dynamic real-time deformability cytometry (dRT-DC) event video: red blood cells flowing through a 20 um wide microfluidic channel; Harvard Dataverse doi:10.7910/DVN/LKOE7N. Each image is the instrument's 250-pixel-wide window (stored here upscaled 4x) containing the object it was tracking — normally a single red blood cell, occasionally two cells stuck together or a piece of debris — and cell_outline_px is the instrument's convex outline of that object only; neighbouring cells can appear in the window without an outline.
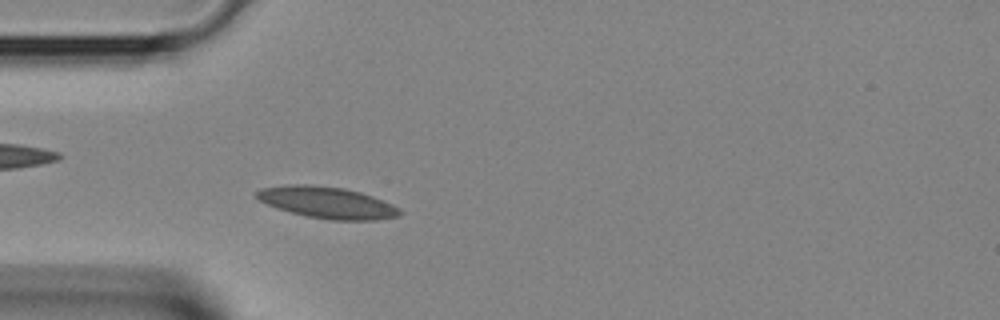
{"species": "Egyptian fruit bat (a non-hibernating species)", "species_latin": "Rousettus aegyptiacus", "temperature_condition": "room temperature", "stored_images_in_passage": 36, "camera_frame_rate_fps": 3000, "um_per_image_px": 0.085, "animal": {"sex": "female"}, "frame": {"image": 1, "passage_image": 8, "time_ms": 2.333, "image_size_px": [1000, 320], "cell_outline_px": [[404, 212], [400, 216], [376, 220], [328, 220], [308, 216], [276, 208], [252, 196], [260, 188], [288, 184], [308, 184], [344, 188], [360, 192], [372, 196], [392, 204], [400, 208]], "centroid_in_image_um": [27.82, 17.21], "position_along_channel_um": 57.2, "area_um2": 26.47}}
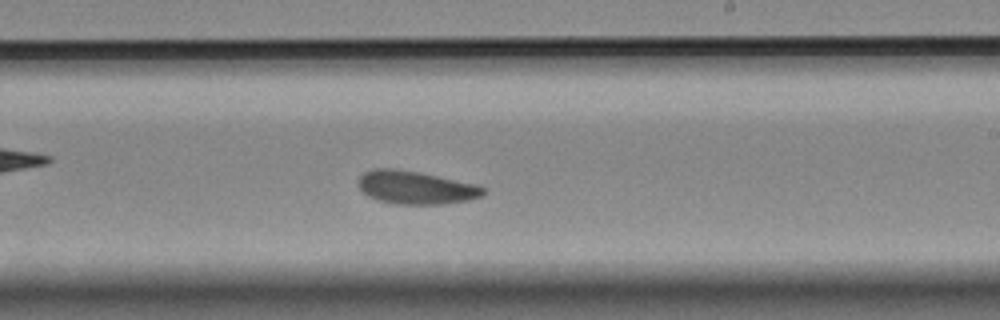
{"frame": {"image": 2, "passage_image": 20, "time_ms": 6.333, "image_size_px": [1000, 320], "cell_outline_px": [[488, 192], [484, 196], [468, 200], [444, 204], [396, 204], [380, 200], [368, 196], [360, 188], [360, 176], [364, 172], [372, 168], [396, 168], [420, 172], [476, 184], [484, 188]], "centroid_in_image_um": [35.39, 15.93], "position_along_channel_um": 253.6, "area_um2": 24.16}}
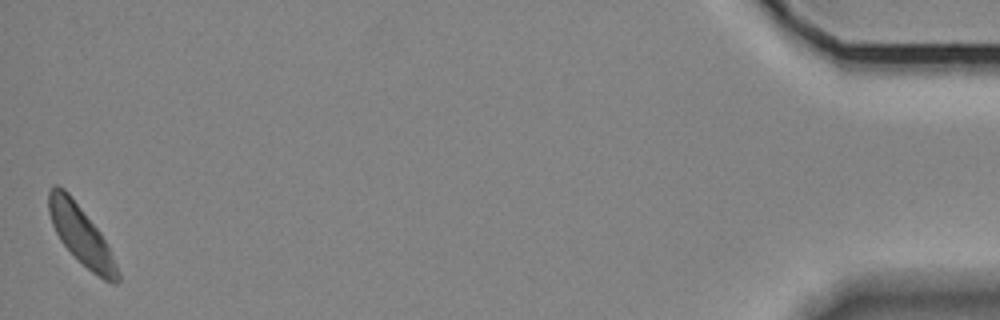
{"frame": {"image": 3, "passage_image": 36, "time_ms": 11.667, "image_size_px": [1000, 320], "cell_outline_px": [[120, 280], [116, 284], [112, 284], [104, 280], [92, 272], [60, 240], [52, 224], [48, 212], [48, 192], [52, 184], [56, 184], [64, 188], [68, 192], [100, 232], [120, 272]], "centroid_in_image_um": [6.87, 19.95], "position_along_channel_um": 428.3, "area_um2": 23.06}}